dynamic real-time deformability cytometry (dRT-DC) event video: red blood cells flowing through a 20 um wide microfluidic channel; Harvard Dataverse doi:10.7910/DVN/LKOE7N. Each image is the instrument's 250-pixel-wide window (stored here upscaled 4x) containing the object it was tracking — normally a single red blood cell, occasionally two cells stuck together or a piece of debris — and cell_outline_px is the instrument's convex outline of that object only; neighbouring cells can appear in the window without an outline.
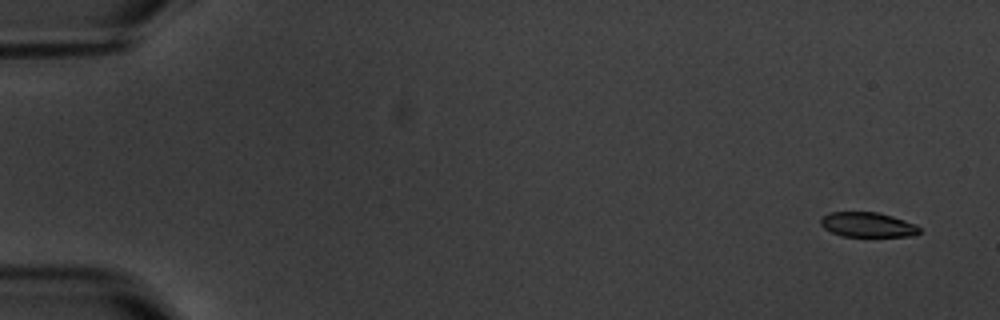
{"species": "common noctule bat (a hibernating species)", "species_latin": "Nyctalus noctula", "temperature_condition": "warm", "stored_images_in_passage": 7, "camera_frame_rate_fps": 3000, "um_per_image_px": 0.085, "animal": {"sex": "male", "body_mass_g": 20.1, "forearm_length_mm": 53.5}, "frame": {"image": 1, "passage_image": 1, "time_ms": 0.0, "image_size_px": [1000, 320], "cell_outline_px": [[920, 232], [916, 236], [840, 236], [824, 228], [820, 224], [820, 220], [828, 212], [876, 212], [892, 216], [916, 224], [920, 228]], "centroid_in_image_um": [73.76, 19.1], "position_along_channel_um": 11.2, "area_um2": 14.28}}
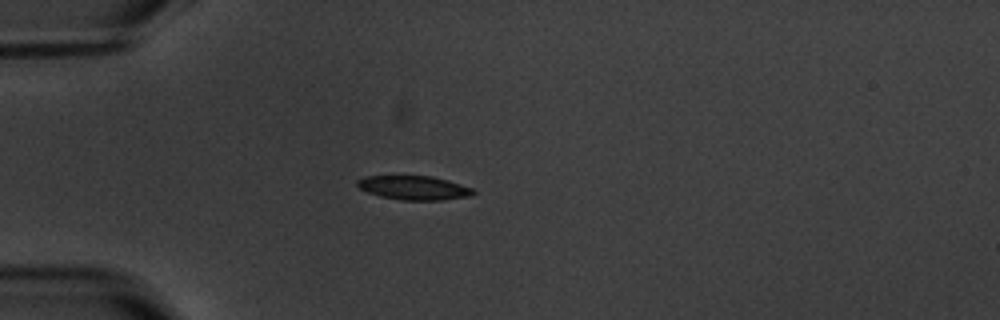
{"frame": {"image": 2, "passage_image": 5, "time_ms": 4.667, "image_size_px": [1000, 320], "cell_outline_px": [[476, 192], [472, 196], [440, 200], [400, 200], [380, 196], [368, 192], [360, 188], [356, 184], [356, 180], [364, 176], [432, 176], [448, 180], [472, 188]], "centroid_in_image_um": [35.18, 15.96], "position_along_channel_um": 49.8, "area_um2": 16.24}}